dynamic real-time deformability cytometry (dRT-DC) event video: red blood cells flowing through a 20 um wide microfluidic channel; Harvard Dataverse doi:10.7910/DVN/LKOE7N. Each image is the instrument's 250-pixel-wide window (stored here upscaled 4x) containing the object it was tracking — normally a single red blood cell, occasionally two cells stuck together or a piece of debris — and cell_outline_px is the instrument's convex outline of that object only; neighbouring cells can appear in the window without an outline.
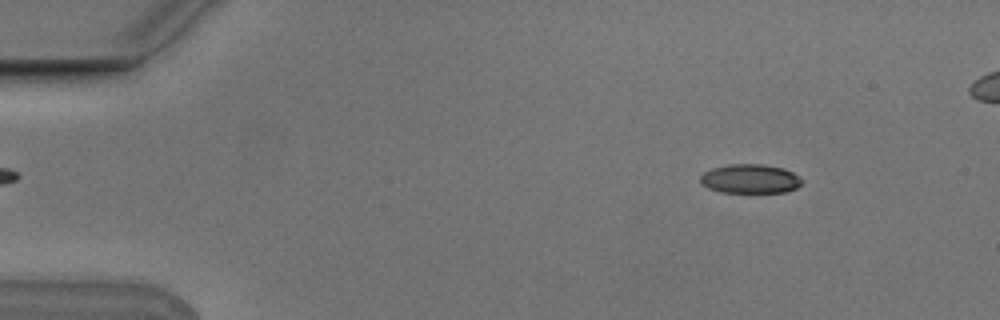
{"species": "Egyptian fruit bat (a non-hibernating species)", "species_latin": "Rousettus aegyptiacus", "temperature_condition": "cold", "stored_images_in_passage": 7, "camera_frame_rate_fps": 3000, "um_per_image_px": 0.085, "animal": {"sex": "male"}, "frame": {"image": 1, "passage_image": 2, "time_ms": 0.333, "image_size_px": [1000, 320], "cell_outline_px": [[804, 180], [796, 188], [784, 192], [720, 192], [708, 188], [700, 184], [700, 176], [704, 172], [712, 168], [728, 164], [760, 164], [784, 168], [800, 176]], "centroid_in_image_um": [63.75, 15.19], "position_along_channel_um": 21.2, "area_um2": 17.34}}
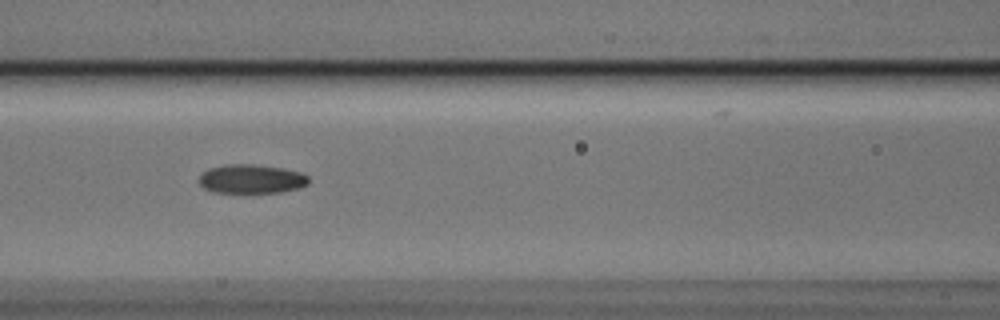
{"frame": {"image": 2, "passage_image": 7, "time_ms": 2.0, "image_size_px": [1000, 320], "cell_outline_px": [[308, 184], [300, 188], [280, 192], [212, 192], [204, 188], [200, 184], [200, 176], [208, 168], [224, 164], [252, 164], [280, 168], [300, 172], [308, 176]], "centroid_in_image_um": [21.36, 15.21], "position_along_channel_um": 145.2, "area_um2": 18.38}}